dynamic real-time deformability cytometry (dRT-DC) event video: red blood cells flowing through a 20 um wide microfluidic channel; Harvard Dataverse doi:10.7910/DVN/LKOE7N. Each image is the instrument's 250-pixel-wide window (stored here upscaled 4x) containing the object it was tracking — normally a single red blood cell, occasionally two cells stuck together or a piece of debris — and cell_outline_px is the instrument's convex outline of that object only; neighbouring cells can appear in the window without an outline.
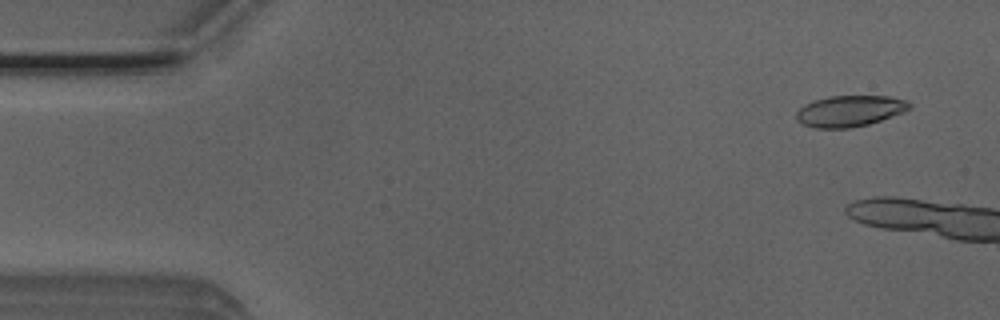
{"species": "Egyptian fruit bat (a non-hibernating species)", "species_latin": "Rousettus aegyptiacus", "temperature_condition": "room temperature", "stored_images_in_passage": 6, "camera_frame_rate_fps": 3000, "um_per_image_px": 0.085, "animal": {"sex": "male"}, "frame": {"image": 1, "passage_image": 1, "time_ms": 0.0, "image_size_px": [1000, 320], "cell_outline_px": [[912, 108], [904, 112], [868, 124], [848, 128], [816, 128], [800, 124], [796, 120], [796, 112], [804, 104], [828, 96], [892, 96], [904, 100], [912, 104]], "centroid_in_image_um": [72.22, 9.43], "position_along_channel_um": 12.8, "area_um2": 20.58}}